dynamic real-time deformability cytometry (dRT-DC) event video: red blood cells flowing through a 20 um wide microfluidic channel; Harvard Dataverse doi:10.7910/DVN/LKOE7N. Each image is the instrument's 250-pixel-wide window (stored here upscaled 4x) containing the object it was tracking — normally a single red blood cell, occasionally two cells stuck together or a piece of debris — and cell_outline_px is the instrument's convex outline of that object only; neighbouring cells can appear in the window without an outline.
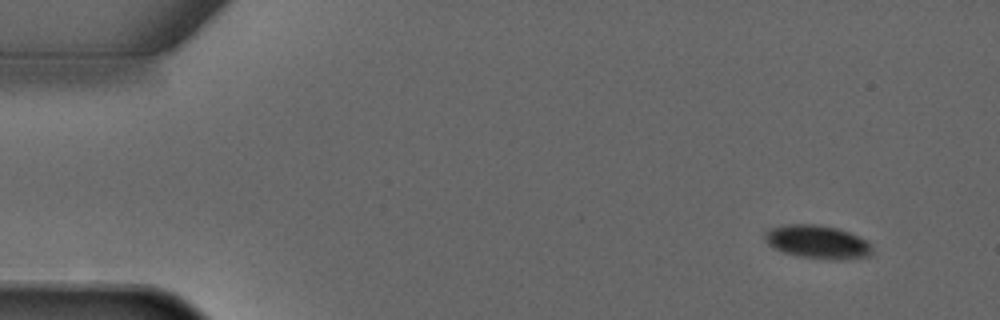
{"species": "common noctule bat (a hibernating species)", "species_latin": "Nyctalus noctula", "temperature_condition": "warm", "stored_images_in_passage": 4, "camera_frame_rate_fps": 3000, "um_per_image_px": 0.085, "animal": {"sex": "male", "forearm_length_mm": 52.5}, "frame": {"image": 1, "passage_image": 1, "time_ms": 0.0, "image_size_px": [1000, 320], "cell_outline_px": [[872, 256], [848, 260], [828, 260], [800, 256], [784, 252], [772, 248], [764, 240], [764, 232], [768, 228], [780, 224], [816, 224], [836, 228], [848, 232], [868, 240], [872, 248]], "centroid_in_image_um": [69.48, 20.57], "position_along_channel_um": 15.5, "area_um2": 21.39}}
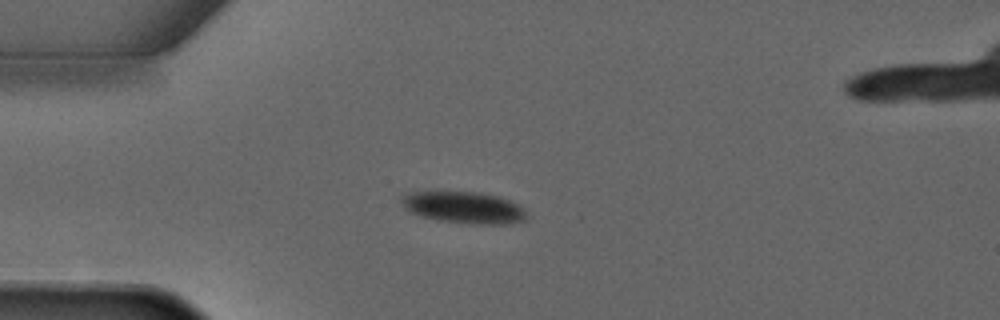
{"frame": {"image": 2, "passage_image": 3, "time_ms": 2.667, "image_size_px": [1000, 320], "cell_outline_px": [[528, 216], [524, 220], [508, 224], [472, 224], [440, 220], [424, 216], [412, 212], [404, 208], [400, 200], [400, 196], [404, 192], [432, 188], [440, 188], [480, 192], [500, 196], [520, 204], [528, 212]], "centroid_in_image_um": [39.38, 17.55], "position_along_channel_um": 45.6, "area_um2": 24.57}}